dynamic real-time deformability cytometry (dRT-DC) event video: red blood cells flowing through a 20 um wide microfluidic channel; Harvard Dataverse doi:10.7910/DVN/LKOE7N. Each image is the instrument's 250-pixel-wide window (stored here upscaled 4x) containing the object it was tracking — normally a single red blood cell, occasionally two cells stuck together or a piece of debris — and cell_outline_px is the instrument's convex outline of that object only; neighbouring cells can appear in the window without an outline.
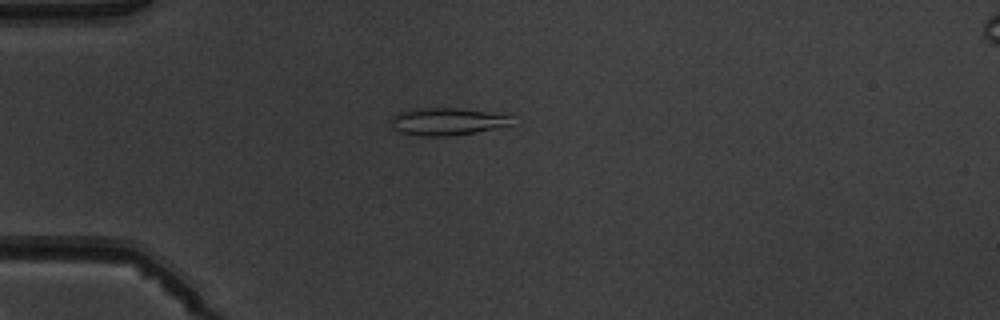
{"species": "common noctule bat (a hibernating species)", "species_latin": "Nyctalus noctula", "temperature_condition": "warm", "stored_images_in_passage": 6, "camera_frame_rate_fps": 3000, "um_per_image_px": 0.085, "animal": {"sex": "male", "body_mass_g": 19.5, "forearm_length_mm": 54.6}, "frame": {"image": 1, "passage_image": 4, "time_ms": 3.333, "image_size_px": [1000, 320], "cell_outline_px": [[512, 124], [476, 132], [448, 136], [420, 136], [400, 132], [392, 128], [388, 124], [388, 120], [392, 116], [408, 108], [460, 108], [512, 112]], "centroid_in_image_um": [38.05, 10.29], "position_along_channel_um": 47.0, "area_um2": 20.17}}
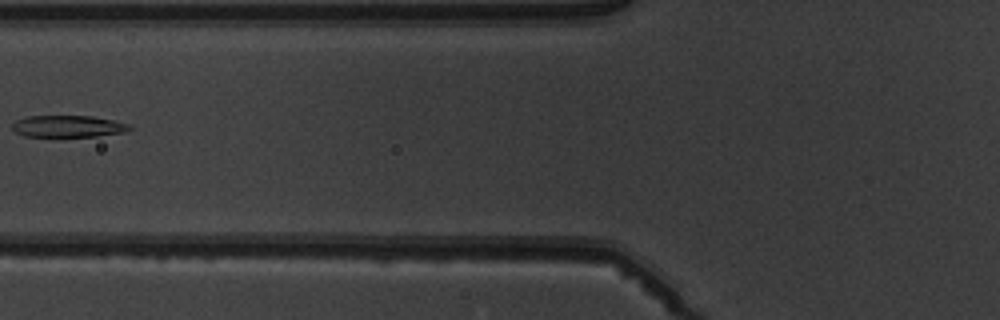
{"frame": {"image": 2, "passage_image": 6, "time_ms": 5.667, "image_size_px": [1000, 320], "cell_outline_px": [[132, 128], [124, 132], [100, 136], [24, 136], [16, 132], [12, 128], [12, 124], [16, 120], [24, 116], [92, 116], [112, 120], [128, 124]], "centroid_in_image_um": [5.76, 10.73], "position_along_channel_um": 120.0, "area_um2": 14.8}}